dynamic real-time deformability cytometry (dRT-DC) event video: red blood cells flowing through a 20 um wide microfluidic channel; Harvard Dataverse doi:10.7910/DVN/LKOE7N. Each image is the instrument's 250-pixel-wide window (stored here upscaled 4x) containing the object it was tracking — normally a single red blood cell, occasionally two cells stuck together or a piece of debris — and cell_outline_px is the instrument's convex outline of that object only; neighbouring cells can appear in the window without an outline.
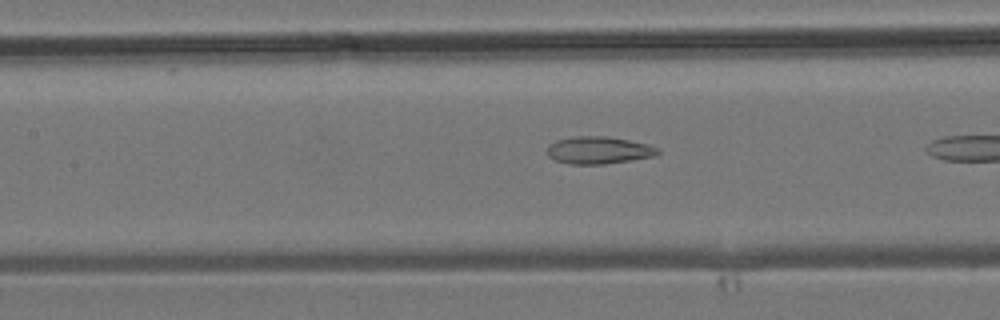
{"species": "common noctule bat (a hibernating species)", "species_latin": "Nyctalus noctula", "temperature_condition": "room temperature", "stored_images_in_passage": 9, "camera_frame_rate_fps": 3000, "um_per_image_px": 0.085, "animal": {"sex": "male", "body_mass_g": 19.2, "forearm_length_mm": 51.8}, "frame": {"image": 1, "passage_image": 7, "time_ms": 2.0, "image_size_px": [1000, 320], "cell_outline_px": [[660, 152], [656, 156], [632, 160], [604, 164], [568, 164], [556, 160], [548, 156], [548, 144], [556, 140], [572, 136], [608, 136], [648, 144], [660, 148]], "centroid_in_image_um": [50.9, 12.76], "position_along_channel_um": 156.5, "area_um2": 17.8}}